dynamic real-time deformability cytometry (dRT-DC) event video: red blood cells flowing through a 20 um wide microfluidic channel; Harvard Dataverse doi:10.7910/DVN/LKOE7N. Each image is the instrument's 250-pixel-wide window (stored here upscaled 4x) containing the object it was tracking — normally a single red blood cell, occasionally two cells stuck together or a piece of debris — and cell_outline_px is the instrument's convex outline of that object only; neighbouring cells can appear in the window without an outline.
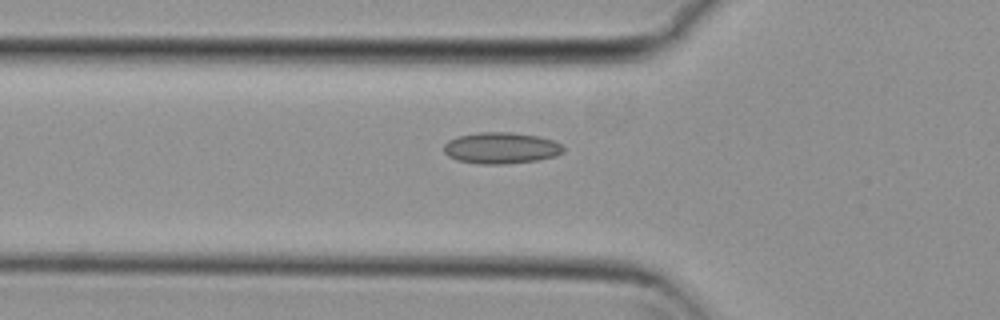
{"species": "common noctule bat (a hibernating species)", "species_latin": "Nyctalus noctula", "temperature_condition": "cold", "stored_images_in_passage": 41, "camera_frame_rate_fps": 3000, "um_per_image_px": 0.085, "animal": {"sex": "female", "body_mass_g": 29.2, "forearm_length_mm": 56.3}, "frame": {"image": 1, "passage_image": 5, "time_ms": 1.333, "image_size_px": [1000, 320], "cell_outline_px": [[564, 152], [556, 156], [536, 160], [504, 164], [476, 164], [456, 160], [448, 156], [444, 152], [444, 144], [448, 140], [456, 136], [480, 132], [512, 132], [536, 136], [552, 140], [560, 144], [564, 148]], "centroid_in_image_um": [42.55, 12.58], "position_along_channel_um": 83.2, "area_um2": 21.91}}
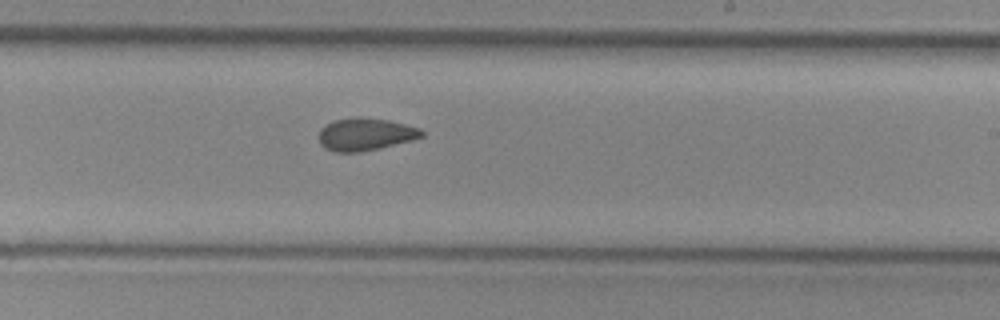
{"frame": {"image": 2, "passage_image": 19, "time_ms": 6.0, "image_size_px": [1000, 320], "cell_outline_px": [[424, 136], [412, 140], [380, 148], [360, 152], [336, 152], [324, 148], [320, 144], [316, 136], [320, 128], [324, 124], [332, 120], [356, 116], [360, 116], [388, 120], [420, 128], [424, 132]], "centroid_in_image_um": [30.99, 11.4], "position_along_channel_um": 258.0, "area_um2": 19.94}}
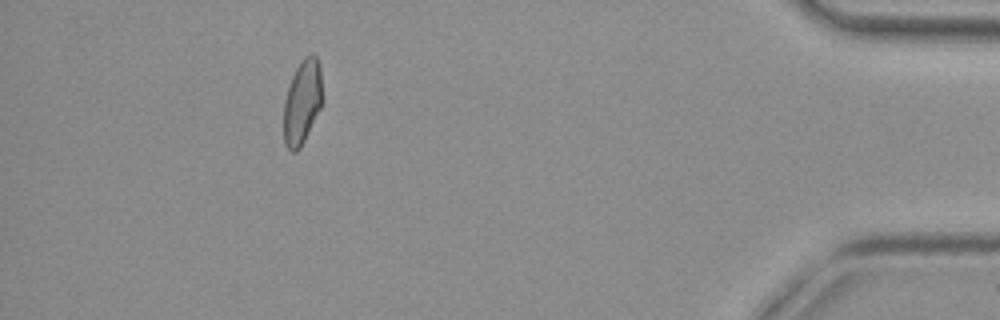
{"frame": {"image": 3, "passage_image": 36, "time_ms": 11.667, "image_size_px": [1000, 320], "cell_outline_px": [[324, 100], [300, 148], [296, 152], [292, 152], [284, 144], [284, 100], [292, 76], [300, 60], [308, 52], [312, 52], [316, 56], [320, 64]], "centroid_in_image_um": [25.71, 8.6], "position_along_channel_um": 409.5, "area_um2": 19.36}, "authors_computed_cell_mechanics": {"area_um2": 19.7098, "velocity_mm_per_s": 3.7376, "shape_relaxation_time_tau1_ms": null, "shape_relaxation_time_tau2_ms": 1.9884, "deformation_change_tau1": null, "deformation_change_tau2": 0.0608}}